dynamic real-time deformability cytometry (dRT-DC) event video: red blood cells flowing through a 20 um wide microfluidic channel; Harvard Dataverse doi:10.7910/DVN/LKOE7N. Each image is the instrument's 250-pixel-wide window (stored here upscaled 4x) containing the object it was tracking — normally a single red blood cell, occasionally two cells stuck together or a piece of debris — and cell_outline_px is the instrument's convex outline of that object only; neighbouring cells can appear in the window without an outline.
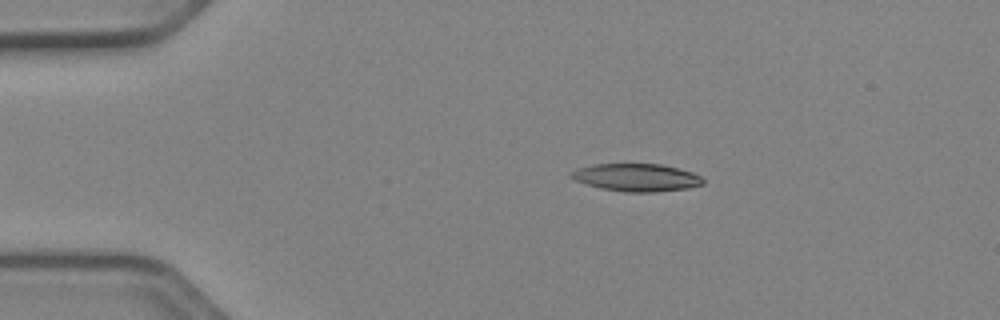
{"species": "Egyptian fruit bat (a non-hibernating species)", "species_latin": "Rousettus aegyptiacus", "temperature_condition": "cold", "stored_images_in_passage": 51, "camera_frame_rate_fps": 3000, "um_per_image_px": 0.085, "animal": {"sex": "female"}, "frame": {"image": 1, "passage_image": 9, "time_ms": 2.667, "image_size_px": [1000, 320], "cell_outline_px": [[704, 184], [688, 188], [656, 192], [624, 192], [600, 188], [576, 180], [568, 176], [576, 168], [592, 164], [660, 164], [692, 172], [700, 176], [704, 180]], "centroid_in_image_um": [54.09, 15.09], "position_along_channel_um": 30.9, "area_um2": 21.21}}
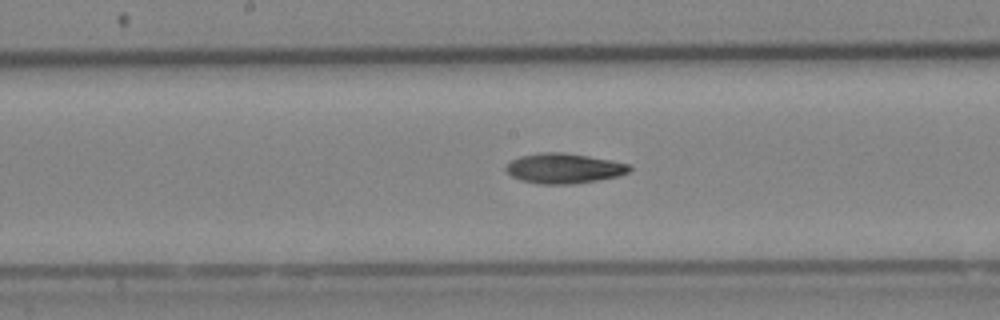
{"frame": {"image": 2, "passage_image": 26, "time_ms": 8.333, "image_size_px": [1000, 320], "cell_outline_px": [[632, 168], [628, 172], [616, 176], [596, 180], [572, 184], [540, 184], [520, 180], [512, 176], [504, 168], [512, 160], [520, 156], [540, 152], [564, 152], [588, 156], [628, 164]], "centroid_in_image_um": [47.89, 14.31], "position_along_channel_um": 200.3, "area_um2": 21.39}}
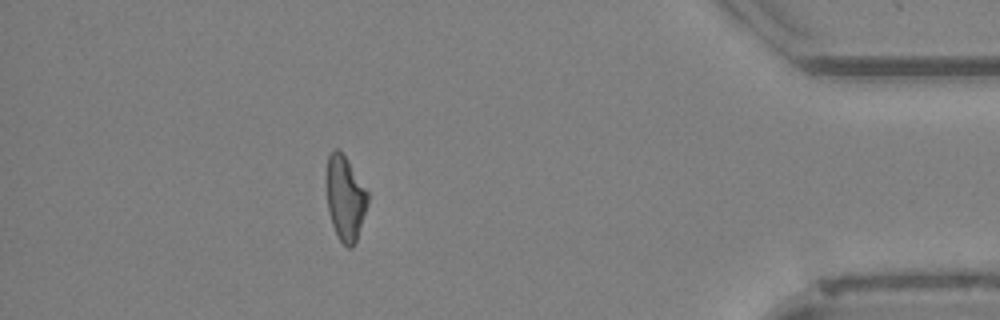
{"frame": {"image": 3, "passage_image": 45, "time_ms": 14.667, "image_size_px": [1000, 320], "cell_outline_px": [[368, 204], [356, 244], [352, 248], [348, 248], [340, 240], [332, 224], [328, 212], [324, 180], [328, 156], [336, 148], [348, 160], [368, 192]], "centroid_in_image_um": [29.32, 16.86], "position_along_channel_um": 405.9, "area_um2": 20.75}, "authors_computed_cell_mechanics": {"area_um2": 21.0392, "velocity_mm_per_s": 3.9649, "shape_relaxation_time_tau1_ms": null, "shape_relaxation_time_tau2_ms": 11.2124, "deformation_change_tau1": null, "deformation_change_tau2": 0.2243}}